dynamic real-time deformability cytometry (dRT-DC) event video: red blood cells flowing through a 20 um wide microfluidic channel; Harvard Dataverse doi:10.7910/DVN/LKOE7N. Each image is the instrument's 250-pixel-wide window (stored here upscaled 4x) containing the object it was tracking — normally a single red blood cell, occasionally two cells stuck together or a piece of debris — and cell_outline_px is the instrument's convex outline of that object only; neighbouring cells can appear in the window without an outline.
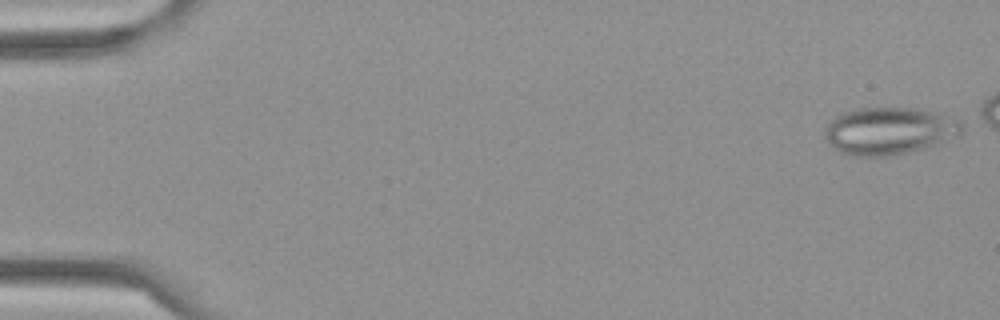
{"species": "Egyptian fruit bat (a non-hibernating species)", "species_latin": "Rousettus aegyptiacus", "temperature_condition": "cold", "stored_images_in_passage": 52, "camera_frame_rate_fps": 3000, "um_per_image_px": 0.085, "frame": {"image": 1, "passage_image": 2, "time_ms": 0.333, "image_size_px": [1000, 320], "cell_outline_px": [[964, 128], [960, 136], [940, 144], [908, 152], [888, 156], [852, 156], [840, 152], [824, 136], [824, 128], [836, 116], [844, 112], [856, 108], [912, 108], [960, 120], [964, 124]], "centroid_in_image_um": [75.61, 11.14], "position_along_channel_um": 9.4, "area_um2": 37.63}}
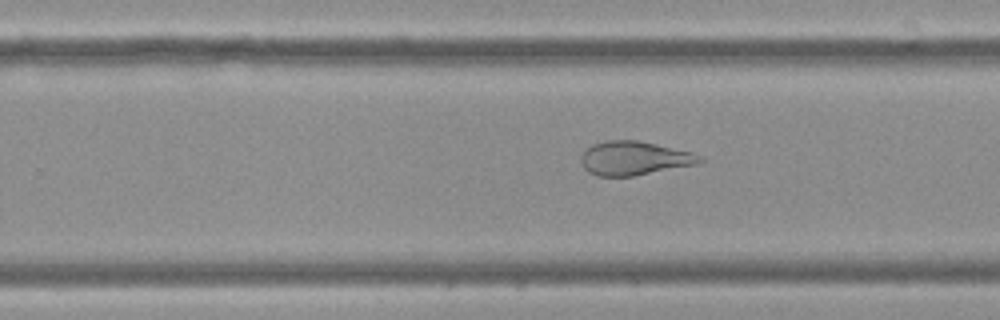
{"frame": {"image": 2, "passage_image": 37, "time_ms": 12.0, "image_size_px": [1000, 320], "cell_outline_px": [[704, 160], [700, 164], [632, 176], [596, 176], [588, 172], [584, 168], [580, 160], [580, 156], [592, 144], [608, 140], [636, 140], [656, 144], [692, 152], [704, 156]], "centroid_in_image_um": [53.94, 13.45], "position_along_channel_um": 275.9, "area_um2": 23.58}}
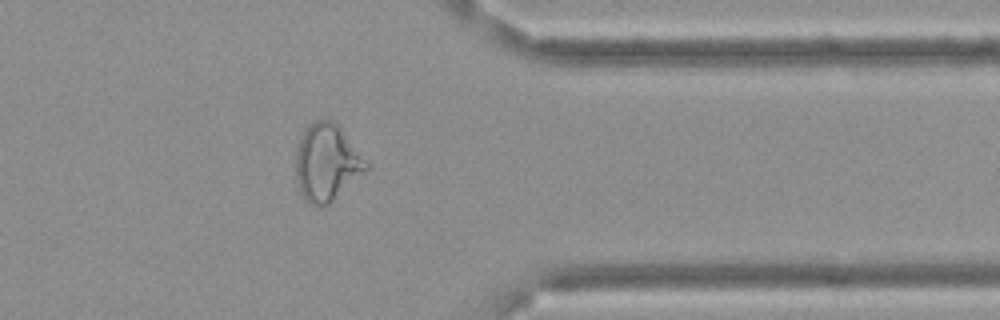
{"frame": {"image": 3, "passage_image": 47, "time_ms": 15.333, "image_size_px": [1000, 320], "cell_outline_px": [[368, 168], [364, 172], [324, 208], [320, 208], [308, 204], [304, 200], [300, 192], [296, 176], [296, 152], [304, 128], [308, 124], [316, 120], [328, 120], [336, 124], [368, 164]], "centroid_in_image_um": [27.72, 13.87], "position_along_channel_um": 383.7, "area_um2": 30.98}}